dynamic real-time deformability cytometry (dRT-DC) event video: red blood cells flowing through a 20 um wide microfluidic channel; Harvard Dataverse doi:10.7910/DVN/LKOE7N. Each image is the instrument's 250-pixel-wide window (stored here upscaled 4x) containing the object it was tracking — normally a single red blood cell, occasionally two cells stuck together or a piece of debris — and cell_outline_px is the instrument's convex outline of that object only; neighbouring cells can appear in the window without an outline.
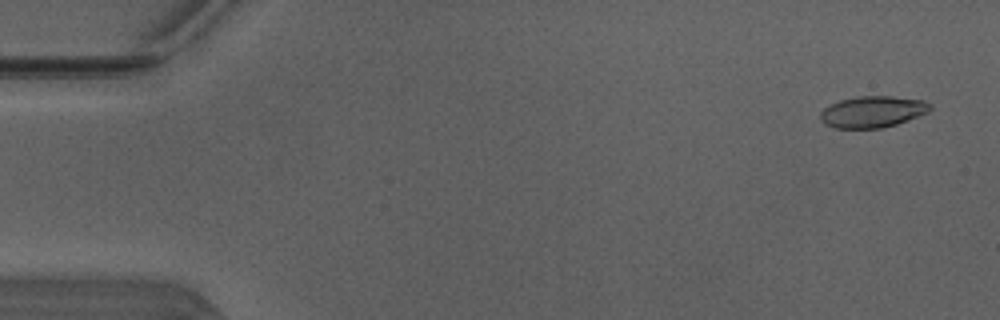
{"species": "Egyptian fruit bat (a non-hibernating species)", "species_latin": "Rousettus aegyptiacus", "temperature_condition": "warm", "stored_images_in_passage": 50, "camera_frame_rate_fps": 3000, "um_per_image_px": 0.085, "animal": {"sex": "male"}, "frame": {"image": 1, "passage_image": 3, "time_ms": 0.667, "image_size_px": [1000, 320], "cell_outline_px": [[932, 108], [928, 112], [896, 124], [880, 128], [836, 128], [824, 124], [820, 120], [820, 112], [824, 108], [840, 100], [856, 96], [892, 96], [924, 100], [932, 104]], "centroid_in_image_um": [74.17, 9.49], "position_along_channel_um": 10.8, "area_um2": 20.11}}
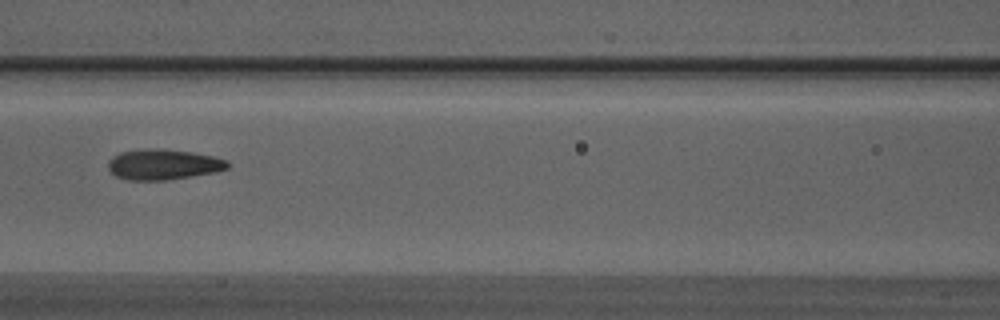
{"frame": {"image": 2, "passage_image": 23, "time_ms": 7.333, "image_size_px": [1000, 320], "cell_outline_px": [[228, 168], [216, 172], [164, 180], [128, 180], [116, 176], [108, 168], [108, 160], [112, 156], [120, 152], [148, 148], [160, 148], [192, 152], [212, 156], [228, 160]], "centroid_in_image_um": [13.86, 13.97], "position_along_channel_um": 152.7, "area_um2": 21.21}}
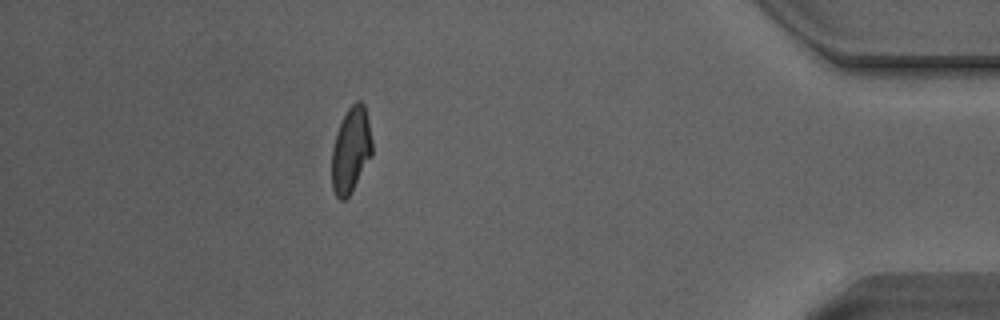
{"frame": {"image": 3, "passage_image": 45, "time_ms": 14.667, "image_size_px": [1000, 320], "cell_outline_px": [[372, 156], [348, 196], [344, 200], [340, 200], [336, 196], [332, 188], [332, 148], [336, 132], [348, 108], [356, 100], [360, 100], [364, 104], [368, 120], [372, 140]], "centroid_in_image_um": [29.82, 12.74], "position_along_channel_um": 405.4, "area_um2": 20.0}, "authors_computed_cell_mechanics": {"area_um2": 20.4901, "velocity_mm_per_s": 4.1253, "shape_relaxation_time_tau1_ms": 5.7917, "shape_relaxation_time_tau2_ms": 1.2482, "deformation_change_tau1": 0.1885, "deformation_change_tau2": 0.0698}}